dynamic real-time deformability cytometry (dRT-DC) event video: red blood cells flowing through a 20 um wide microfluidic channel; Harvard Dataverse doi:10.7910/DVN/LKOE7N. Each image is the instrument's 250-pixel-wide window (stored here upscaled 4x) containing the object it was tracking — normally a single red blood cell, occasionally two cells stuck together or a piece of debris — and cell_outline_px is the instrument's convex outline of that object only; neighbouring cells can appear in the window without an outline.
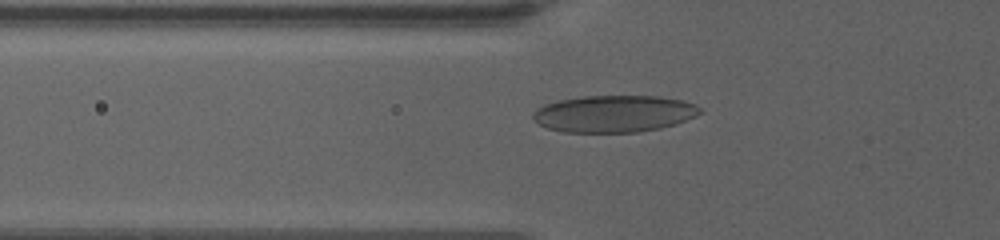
{"species": "human", "species_latin": "Homo sapiens", "temperature_condition": "warm", "stored_images_in_passage": 28, "camera_frame_rate_fps": 3000, "um_per_image_px": 0.085, "donor": {"sex": "female"}, "frame": {"image": 1, "passage_image": 4, "time_ms": 2.0, "image_size_px": [1000, 240], "cell_outline_px": [[704, 112], [696, 116], [676, 124], [660, 128], [640, 132], [560, 132], [548, 128], [532, 120], [532, 116], [544, 104], [560, 100], [584, 96], [660, 96], [684, 100], [696, 104]], "centroid_in_image_um": [52.25, 9.67], "position_along_channel_um": 73.6, "area_um2": 36.07}}
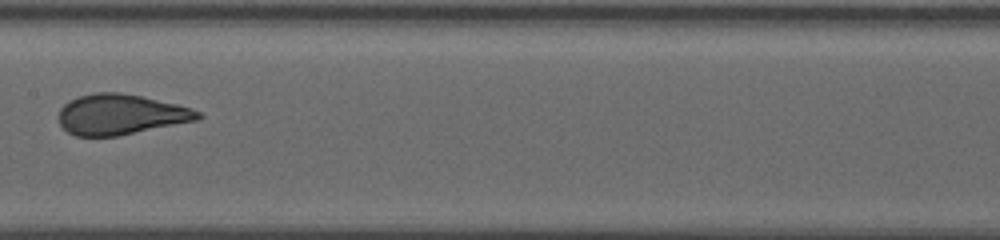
{"frame": {"image": 2, "passage_image": 9, "time_ms": 5.667, "image_size_px": [1000, 240], "cell_outline_px": [[204, 116], [200, 120], [120, 136], [76, 136], [68, 132], [60, 124], [60, 108], [68, 100], [80, 96], [96, 92], [120, 92], [140, 96], [176, 104], [192, 108], [200, 112]], "centroid_in_image_um": [10.3, 9.74], "position_along_channel_um": 197.1, "area_um2": 32.95}}
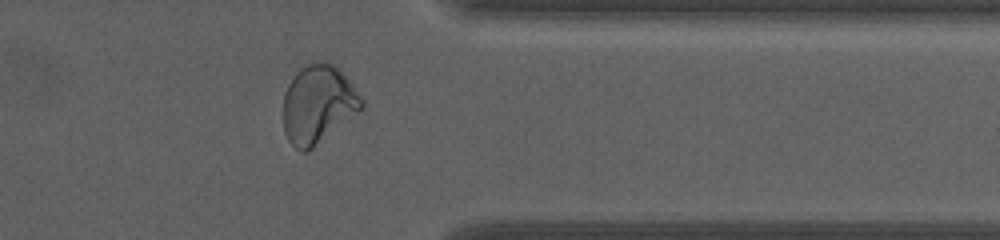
{"frame": {"image": 3, "passage_image": 19, "time_ms": 11.333, "image_size_px": [1000, 240], "cell_outline_px": [[364, 108], [308, 152], [300, 152], [288, 140], [284, 132], [284, 92], [288, 84], [300, 68], [316, 60], [328, 60], [348, 80], [364, 100]], "centroid_in_image_um": [27.03, 8.87], "position_along_channel_um": 384.4, "area_um2": 35.72}, "authors_computed_cell_mechanics": {"area_um2": 33.9575, "velocity_mm_per_s": 3.393, "shape_relaxation_time_tau1_ms": 8.6958, "shape_relaxation_time_tau2_ms": null, "deformation_change_tau1": 0.2443, "deformation_change_tau2": null}}